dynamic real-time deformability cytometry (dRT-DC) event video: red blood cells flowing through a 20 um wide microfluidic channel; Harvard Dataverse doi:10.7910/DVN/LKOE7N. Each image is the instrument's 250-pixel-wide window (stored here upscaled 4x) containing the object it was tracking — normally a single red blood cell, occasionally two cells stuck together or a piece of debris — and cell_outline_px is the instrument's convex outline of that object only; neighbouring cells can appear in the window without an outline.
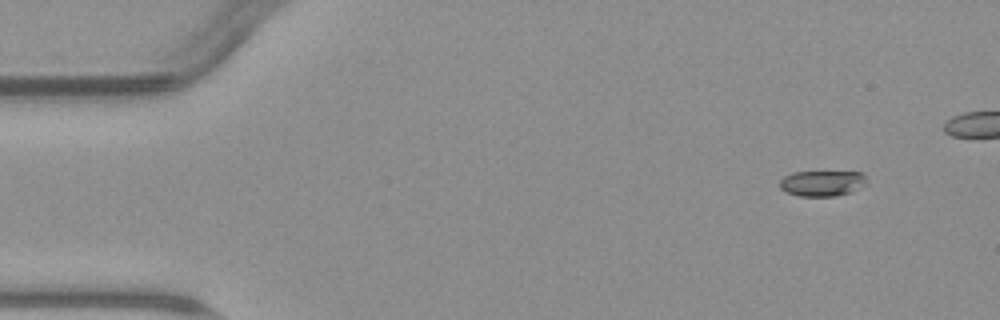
{"species": "common noctule bat (a hibernating species)", "species_latin": "Nyctalus noctula", "temperature_condition": "warm", "stored_images_in_passage": 5, "camera_frame_rate_fps": 3000, "um_per_image_px": 0.085, "animal": {"sex": "male", "body_mass_g": 23.1, "forearm_length_mm": 52.7}, "frame": {"image": 1, "passage_image": 1, "time_ms": 0.0, "image_size_px": [1000, 320], "cell_outline_px": [[868, 184], [852, 192], [836, 196], [800, 196], [788, 192], [780, 188], [780, 180], [784, 176], [792, 172], [860, 172], [864, 176]], "centroid_in_image_um": [69.91, 15.58], "position_along_channel_um": 15.1, "area_um2": 13.01}}